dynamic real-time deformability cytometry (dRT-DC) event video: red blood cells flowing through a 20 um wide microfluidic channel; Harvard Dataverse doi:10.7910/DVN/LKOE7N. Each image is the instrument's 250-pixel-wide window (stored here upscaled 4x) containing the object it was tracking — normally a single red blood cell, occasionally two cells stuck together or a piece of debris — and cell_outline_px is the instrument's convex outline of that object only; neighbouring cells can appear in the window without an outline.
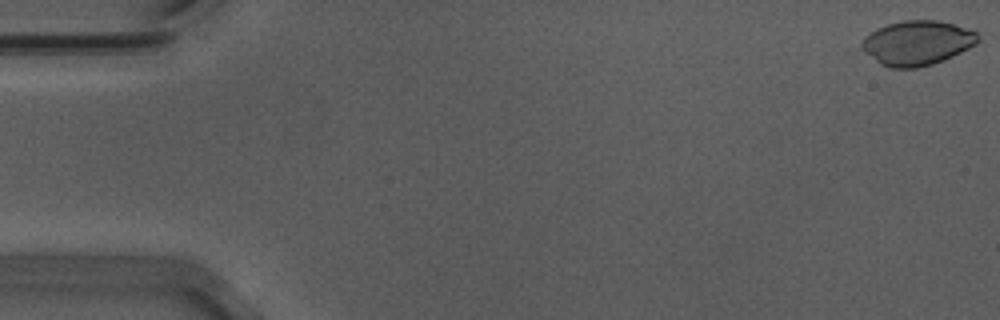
{"species": "Egyptian fruit bat (a non-hibernating species)", "species_latin": "Rousettus aegyptiacus", "temperature_condition": "warm", "stored_images_in_passage": 25, "camera_frame_rate_fps": 3000, "um_per_image_px": 0.085, "animal": {"sex": "male"}, "frame": {"image": 1, "passage_image": 1, "time_ms": 0.0, "image_size_px": [1000, 320], "cell_outline_px": [[980, 40], [976, 44], [944, 60], [932, 64], [916, 68], [888, 68], [880, 64], [856, 48], [864, 36], [876, 28], [888, 24], [904, 20], [936, 20], [956, 24], [976, 32]], "centroid_in_image_um": [77.88, 3.65], "position_along_channel_um": 7.1, "area_um2": 30.63}}
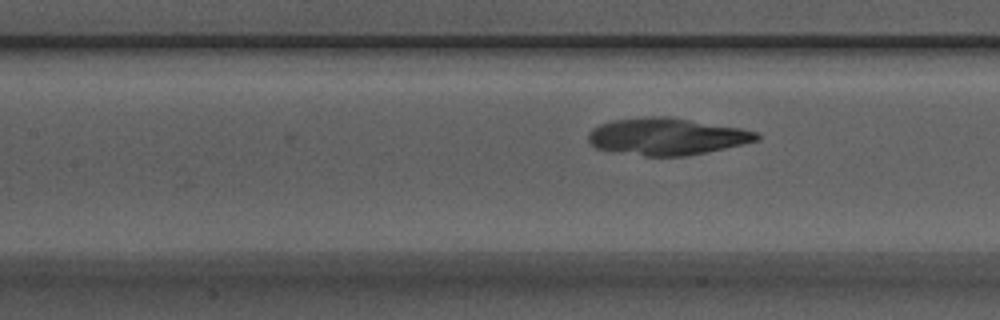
{"frame": {"image": 2, "passage_image": 25, "time_ms": 8.0, "image_size_px": [1000, 320], "cell_outline_px": [[760, 140], [704, 152], [684, 156], [644, 156], [596, 148], [588, 140], [588, 132], [592, 128], [600, 124], [612, 120], [648, 116], [668, 116], [744, 128], [756, 132], [760, 136]], "centroid_in_image_um": [56.67, 11.58], "position_along_channel_um": 150.7, "area_um2": 36.24}}